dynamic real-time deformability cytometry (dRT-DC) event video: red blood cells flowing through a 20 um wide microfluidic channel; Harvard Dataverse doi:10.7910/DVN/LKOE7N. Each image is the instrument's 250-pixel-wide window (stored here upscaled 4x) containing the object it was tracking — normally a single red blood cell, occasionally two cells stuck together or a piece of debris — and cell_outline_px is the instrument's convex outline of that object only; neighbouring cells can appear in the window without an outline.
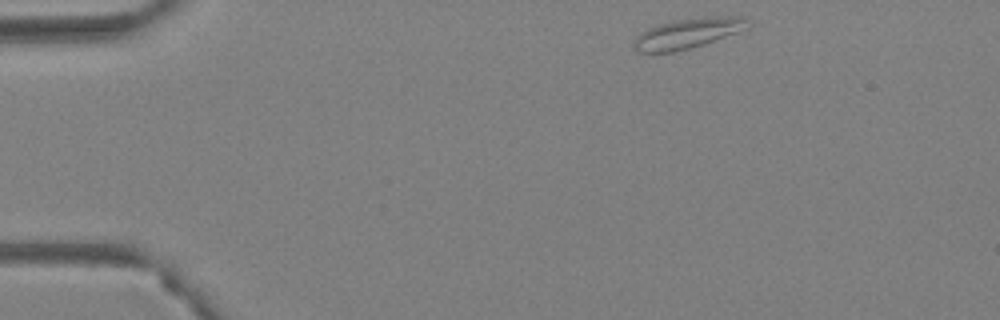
{"species": "Egyptian fruit bat (a non-hibernating species)", "species_latin": "Rousettus aegyptiacus", "temperature_condition": "warm", "stored_images_in_passage": 9, "camera_frame_rate_fps": 3000, "um_per_image_px": 0.085, "animal": {"sex": "female"}, "frame": {"image": 1, "passage_image": 1, "time_ms": 0.0, "image_size_px": [1000, 320], "cell_outline_px": [[752, 24], [748, 28], [688, 48], [672, 52], [636, 52], [632, 44], [640, 32], [656, 24], [672, 20], [704, 16], [744, 16]], "centroid_in_image_um": [58.43, 2.79], "position_along_channel_um": 26.6, "area_um2": 20.0}}